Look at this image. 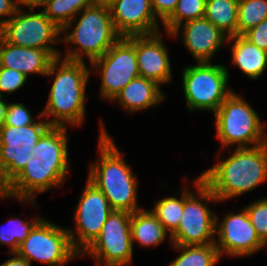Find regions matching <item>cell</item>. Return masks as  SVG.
<instances>
[{"instance_id":"6da1fadb","label":"cell","mask_w":267,"mask_h":266,"mask_svg":"<svg viewBox=\"0 0 267 266\" xmlns=\"http://www.w3.org/2000/svg\"><path fill=\"white\" fill-rule=\"evenodd\" d=\"M61 61V57L55 58L46 73V76L54 74L55 78L48 102L38 116L41 119L53 116V119L47 120L51 126L65 127L66 122L80 126L85 117V92L91 72L84 61Z\"/></svg>"},{"instance_id":"7a4b0ae2","label":"cell","mask_w":267,"mask_h":266,"mask_svg":"<svg viewBox=\"0 0 267 266\" xmlns=\"http://www.w3.org/2000/svg\"><path fill=\"white\" fill-rule=\"evenodd\" d=\"M200 176L219 201L251 191L267 181V143L237 148Z\"/></svg>"},{"instance_id":"3957f363","label":"cell","mask_w":267,"mask_h":266,"mask_svg":"<svg viewBox=\"0 0 267 266\" xmlns=\"http://www.w3.org/2000/svg\"><path fill=\"white\" fill-rule=\"evenodd\" d=\"M101 123L100 160L90 165L88 180L106 196L113 210L136 212L141 209L137 207V177Z\"/></svg>"},{"instance_id":"277c9868","label":"cell","mask_w":267,"mask_h":266,"mask_svg":"<svg viewBox=\"0 0 267 266\" xmlns=\"http://www.w3.org/2000/svg\"><path fill=\"white\" fill-rule=\"evenodd\" d=\"M82 16L69 33L61 32L65 36L61 41L74 43V48L68 49L64 59L84 61L82 55L93 62L100 58L122 36L116 31L111 17L108 3H95L82 11Z\"/></svg>"},{"instance_id":"5b68a950","label":"cell","mask_w":267,"mask_h":266,"mask_svg":"<svg viewBox=\"0 0 267 266\" xmlns=\"http://www.w3.org/2000/svg\"><path fill=\"white\" fill-rule=\"evenodd\" d=\"M214 114L217 137L223 147L234 144L237 148L250 147V144L254 147L267 143L265 125L242 96L232 92Z\"/></svg>"},{"instance_id":"8992f818","label":"cell","mask_w":267,"mask_h":266,"mask_svg":"<svg viewBox=\"0 0 267 266\" xmlns=\"http://www.w3.org/2000/svg\"><path fill=\"white\" fill-rule=\"evenodd\" d=\"M197 196L184 188V208L177 229L171 234L173 245H207L215 243L216 213L207 205L217 197L203 182L201 176L194 181ZM199 195V196H198ZM201 200H207L205 203Z\"/></svg>"},{"instance_id":"52a82bcc","label":"cell","mask_w":267,"mask_h":266,"mask_svg":"<svg viewBox=\"0 0 267 266\" xmlns=\"http://www.w3.org/2000/svg\"><path fill=\"white\" fill-rule=\"evenodd\" d=\"M51 127L48 121H37L24 127L3 124L0 128V197L4 189L21 173L33 157L38 140Z\"/></svg>"},{"instance_id":"ba28073f","label":"cell","mask_w":267,"mask_h":266,"mask_svg":"<svg viewBox=\"0 0 267 266\" xmlns=\"http://www.w3.org/2000/svg\"><path fill=\"white\" fill-rule=\"evenodd\" d=\"M182 80L189 111L204 109L215 113L233 92L226 88L228 69L223 65H212V62H197L186 67Z\"/></svg>"},{"instance_id":"9c48e42d","label":"cell","mask_w":267,"mask_h":266,"mask_svg":"<svg viewBox=\"0 0 267 266\" xmlns=\"http://www.w3.org/2000/svg\"><path fill=\"white\" fill-rule=\"evenodd\" d=\"M15 253L30 263L35 260L48 266H64L79 255L72 246L68 228H61L43 218Z\"/></svg>"},{"instance_id":"30bf717a","label":"cell","mask_w":267,"mask_h":266,"mask_svg":"<svg viewBox=\"0 0 267 266\" xmlns=\"http://www.w3.org/2000/svg\"><path fill=\"white\" fill-rule=\"evenodd\" d=\"M131 213L113 210L99 236L82 253L90 255L97 265L124 266L132 262Z\"/></svg>"},{"instance_id":"8fae6325","label":"cell","mask_w":267,"mask_h":266,"mask_svg":"<svg viewBox=\"0 0 267 266\" xmlns=\"http://www.w3.org/2000/svg\"><path fill=\"white\" fill-rule=\"evenodd\" d=\"M18 8L16 13L0 27V36L15 46L49 50L56 58L60 52L51 44L61 42V29L45 14L24 13ZM59 35V36H58Z\"/></svg>"},{"instance_id":"7c38bea8","label":"cell","mask_w":267,"mask_h":266,"mask_svg":"<svg viewBox=\"0 0 267 266\" xmlns=\"http://www.w3.org/2000/svg\"><path fill=\"white\" fill-rule=\"evenodd\" d=\"M94 70L100 69L101 97L112 101L134 78L140 76L135 46L121 37L100 58L91 62Z\"/></svg>"},{"instance_id":"4fadbf2b","label":"cell","mask_w":267,"mask_h":266,"mask_svg":"<svg viewBox=\"0 0 267 266\" xmlns=\"http://www.w3.org/2000/svg\"><path fill=\"white\" fill-rule=\"evenodd\" d=\"M113 211L106 196L89 180L76 206V234L68 229L73 248L82 254L99 236L108 215Z\"/></svg>"},{"instance_id":"5bb4252c","label":"cell","mask_w":267,"mask_h":266,"mask_svg":"<svg viewBox=\"0 0 267 266\" xmlns=\"http://www.w3.org/2000/svg\"><path fill=\"white\" fill-rule=\"evenodd\" d=\"M69 172L68 164H47L32 157L21 173L4 189L5 199L15 197L20 202L36 204V193L60 187Z\"/></svg>"},{"instance_id":"9a60e30c","label":"cell","mask_w":267,"mask_h":266,"mask_svg":"<svg viewBox=\"0 0 267 266\" xmlns=\"http://www.w3.org/2000/svg\"><path fill=\"white\" fill-rule=\"evenodd\" d=\"M215 234L219 235L215 245L220 256H251L266 246L257 235L245 208L240 213H227L221 224L216 214Z\"/></svg>"},{"instance_id":"2e32d148","label":"cell","mask_w":267,"mask_h":266,"mask_svg":"<svg viewBox=\"0 0 267 266\" xmlns=\"http://www.w3.org/2000/svg\"><path fill=\"white\" fill-rule=\"evenodd\" d=\"M161 31L153 34L130 35L126 38L135 46L140 76L162 85L172 80L168 51Z\"/></svg>"},{"instance_id":"e0dca14e","label":"cell","mask_w":267,"mask_h":266,"mask_svg":"<svg viewBox=\"0 0 267 266\" xmlns=\"http://www.w3.org/2000/svg\"><path fill=\"white\" fill-rule=\"evenodd\" d=\"M108 6L114 27L122 37L160 31L151 0H111Z\"/></svg>"},{"instance_id":"ac0fdd59","label":"cell","mask_w":267,"mask_h":266,"mask_svg":"<svg viewBox=\"0 0 267 266\" xmlns=\"http://www.w3.org/2000/svg\"><path fill=\"white\" fill-rule=\"evenodd\" d=\"M183 28V45L197 62H211L215 52L227 42L228 36L214 26L205 17L187 21L167 33L170 37H177Z\"/></svg>"},{"instance_id":"d6986e66","label":"cell","mask_w":267,"mask_h":266,"mask_svg":"<svg viewBox=\"0 0 267 266\" xmlns=\"http://www.w3.org/2000/svg\"><path fill=\"white\" fill-rule=\"evenodd\" d=\"M55 58L49 50L15 46L0 36L1 67L15 69L26 76L32 73L45 76Z\"/></svg>"},{"instance_id":"ffe728a7","label":"cell","mask_w":267,"mask_h":266,"mask_svg":"<svg viewBox=\"0 0 267 266\" xmlns=\"http://www.w3.org/2000/svg\"><path fill=\"white\" fill-rule=\"evenodd\" d=\"M156 82L138 76L131 80L112 100L130 113L145 110L161 103L164 94Z\"/></svg>"},{"instance_id":"44dd1931","label":"cell","mask_w":267,"mask_h":266,"mask_svg":"<svg viewBox=\"0 0 267 266\" xmlns=\"http://www.w3.org/2000/svg\"><path fill=\"white\" fill-rule=\"evenodd\" d=\"M232 62L249 78L258 79L267 68V51L252 44L243 35L230 36Z\"/></svg>"},{"instance_id":"7402d4cb","label":"cell","mask_w":267,"mask_h":266,"mask_svg":"<svg viewBox=\"0 0 267 266\" xmlns=\"http://www.w3.org/2000/svg\"><path fill=\"white\" fill-rule=\"evenodd\" d=\"M95 3V0H38L36 3H23V6L30 10L44 6L46 16L61 29V32H65L74 24L76 16L84 8Z\"/></svg>"},{"instance_id":"603a6c76","label":"cell","mask_w":267,"mask_h":266,"mask_svg":"<svg viewBox=\"0 0 267 266\" xmlns=\"http://www.w3.org/2000/svg\"><path fill=\"white\" fill-rule=\"evenodd\" d=\"M131 237L139 246H156L161 244L170 233L164 228L158 218L146 209L131 213ZM169 234V235H167Z\"/></svg>"},{"instance_id":"cb8c5ba5","label":"cell","mask_w":267,"mask_h":266,"mask_svg":"<svg viewBox=\"0 0 267 266\" xmlns=\"http://www.w3.org/2000/svg\"><path fill=\"white\" fill-rule=\"evenodd\" d=\"M66 129V126H51L33 148V157L47 164H69Z\"/></svg>"},{"instance_id":"d4e9b609","label":"cell","mask_w":267,"mask_h":266,"mask_svg":"<svg viewBox=\"0 0 267 266\" xmlns=\"http://www.w3.org/2000/svg\"><path fill=\"white\" fill-rule=\"evenodd\" d=\"M238 4L239 0H206L204 17L228 37L237 35Z\"/></svg>"},{"instance_id":"484cf974","label":"cell","mask_w":267,"mask_h":266,"mask_svg":"<svg viewBox=\"0 0 267 266\" xmlns=\"http://www.w3.org/2000/svg\"><path fill=\"white\" fill-rule=\"evenodd\" d=\"M181 254L168 266H214L220 261L215 243L207 245H173Z\"/></svg>"},{"instance_id":"4316f807","label":"cell","mask_w":267,"mask_h":266,"mask_svg":"<svg viewBox=\"0 0 267 266\" xmlns=\"http://www.w3.org/2000/svg\"><path fill=\"white\" fill-rule=\"evenodd\" d=\"M267 19V0H239L237 35H244Z\"/></svg>"},{"instance_id":"83f0119b","label":"cell","mask_w":267,"mask_h":266,"mask_svg":"<svg viewBox=\"0 0 267 266\" xmlns=\"http://www.w3.org/2000/svg\"><path fill=\"white\" fill-rule=\"evenodd\" d=\"M184 208V189L181 198L174 196L162 198L155 202L151 212L163 224L170 235L177 229Z\"/></svg>"},{"instance_id":"f1b7e54d","label":"cell","mask_w":267,"mask_h":266,"mask_svg":"<svg viewBox=\"0 0 267 266\" xmlns=\"http://www.w3.org/2000/svg\"><path fill=\"white\" fill-rule=\"evenodd\" d=\"M205 7L206 0H178L173 14L161 25L165 26L166 32L172 33L187 21L203 18Z\"/></svg>"},{"instance_id":"f546056e","label":"cell","mask_w":267,"mask_h":266,"mask_svg":"<svg viewBox=\"0 0 267 266\" xmlns=\"http://www.w3.org/2000/svg\"><path fill=\"white\" fill-rule=\"evenodd\" d=\"M41 219V217H36L31 221H23L19 218L9 219V226H1L0 228V244H7L10 247V253H15L19 245Z\"/></svg>"},{"instance_id":"4dcf8cb0","label":"cell","mask_w":267,"mask_h":266,"mask_svg":"<svg viewBox=\"0 0 267 266\" xmlns=\"http://www.w3.org/2000/svg\"><path fill=\"white\" fill-rule=\"evenodd\" d=\"M260 240L267 244V198L254 201L245 207Z\"/></svg>"},{"instance_id":"1f68e13d","label":"cell","mask_w":267,"mask_h":266,"mask_svg":"<svg viewBox=\"0 0 267 266\" xmlns=\"http://www.w3.org/2000/svg\"><path fill=\"white\" fill-rule=\"evenodd\" d=\"M27 78L26 75L15 69L0 66V96L3 97L2 93L7 92L11 94L20 89Z\"/></svg>"},{"instance_id":"d6a6232c","label":"cell","mask_w":267,"mask_h":266,"mask_svg":"<svg viewBox=\"0 0 267 266\" xmlns=\"http://www.w3.org/2000/svg\"><path fill=\"white\" fill-rule=\"evenodd\" d=\"M33 120L29 109L23 103H9L6 117L5 125L14 127H24L35 123Z\"/></svg>"},{"instance_id":"836d02e7","label":"cell","mask_w":267,"mask_h":266,"mask_svg":"<svg viewBox=\"0 0 267 266\" xmlns=\"http://www.w3.org/2000/svg\"><path fill=\"white\" fill-rule=\"evenodd\" d=\"M243 36L252 44L267 51V19L247 31Z\"/></svg>"},{"instance_id":"e575fe53","label":"cell","mask_w":267,"mask_h":266,"mask_svg":"<svg viewBox=\"0 0 267 266\" xmlns=\"http://www.w3.org/2000/svg\"><path fill=\"white\" fill-rule=\"evenodd\" d=\"M178 0H151L153 12L162 24L173 14Z\"/></svg>"},{"instance_id":"d590c367","label":"cell","mask_w":267,"mask_h":266,"mask_svg":"<svg viewBox=\"0 0 267 266\" xmlns=\"http://www.w3.org/2000/svg\"><path fill=\"white\" fill-rule=\"evenodd\" d=\"M23 3V0H0V18L10 16L7 19H0V27L16 13Z\"/></svg>"},{"instance_id":"8d00e7d4","label":"cell","mask_w":267,"mask_h":266,"mask_svg":"<svg viewBox=\"0 0 267 266\" xmlns=\"http://www.w3.org/2000/svg\"><path fill=\"white\" fill-rule=\"evenodd\" d=\"M14 257L2 263L0 266H31V263L25 259L13 253Z\"/></svg>"},{"instance_id":"74e56055","label":"cell","mask_w":267,"mask_h":266,"mask_svg":"<svg viewBox=\"0 0 267 266\" xmlns=\"http://www.w3.org/2000/svg\"><path fill=\"white\" fill-rule=\"evenodd\" d=\"M9 103H5L3 97L0 96V128L5 123L6 112Z\"/></svg>"},{"instance_id":"f35d334b","label":"cell","mask_w":267,"mask_h":266,"mask_svg":"<svg viewBox=\"0 0 267 266\" xmlns=\"http://www.w3.org/2000/svg\"><path fill=\"white\" fill-rule=\"evenodd\" d=\"M111 0H95L96 3H109Z\"/></svg>"},{"instance_id":"ab89813d","label":"cell","mask_w":267,"mask_h":266,"mask_svg":"<svg viewBox=\"0 0 267 266\" xmlns=\"http://www.w3.org/2000/svg\"><path fill=\"white\" fill-rule=\"evenodd\" d=\"M38 0H23L24 3H36Z\"/></svg>"}]
</instances>
